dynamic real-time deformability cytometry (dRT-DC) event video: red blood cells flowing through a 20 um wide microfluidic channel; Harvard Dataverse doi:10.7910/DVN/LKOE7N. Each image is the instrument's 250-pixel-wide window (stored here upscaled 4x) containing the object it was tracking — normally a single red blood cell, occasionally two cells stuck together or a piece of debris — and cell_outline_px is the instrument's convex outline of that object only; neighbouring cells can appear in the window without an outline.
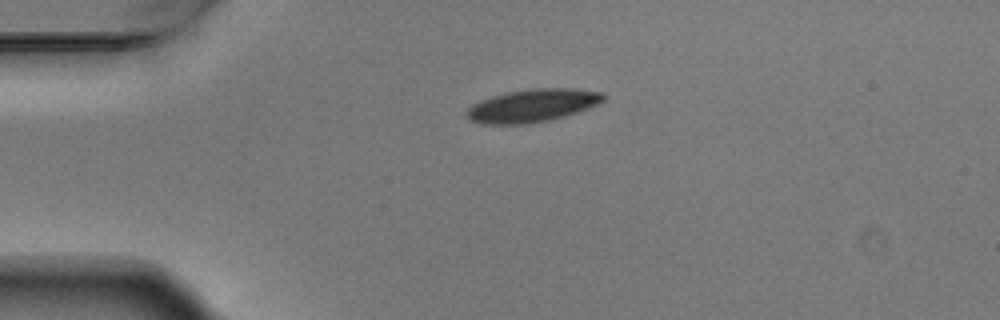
{"species": "Egyptian fruit bat (a non-hibernating species)", "species_latin": "Rousettus aegyptiacus", "temperature_condition": "warm", "stored_images_in_passage": 3, "camera_frame_rate_fps": 3000, "um_per_image_px": 0.085, "animal": {"sex": "male"}, "frame": {"image": 1, "passage_image": 1, "time_ms": 0.0, "image_size_px": [1000, 320], "cell_outline_px": [[604, 100], [596, 104], [576, 112], [548, 120], [528, 124], [480, 124], [468, 120], [464, 116], [464, 112], [472, 104], [480, 100], [492, 96], [508, 92], [532, 88], [572, 88], [604, 92]], "centroid_in_image_um": [45.18, 8.97], "position_along_channel_um": 39.8, "area_um2": 26.24}}
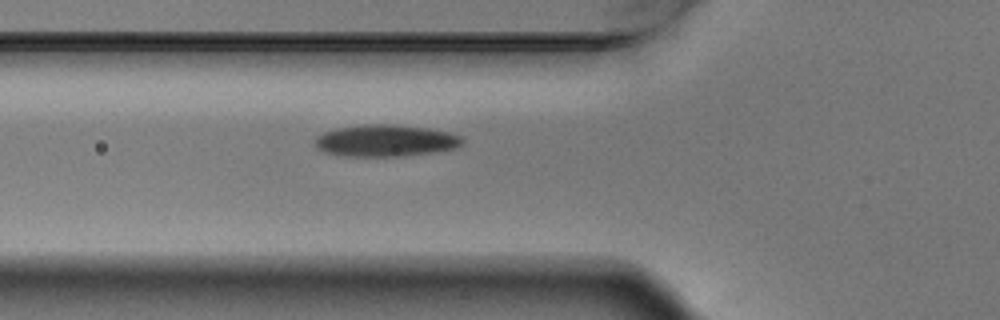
{"frame": {"image": 2, "passage_image": 3, "time_ms": 0.667, "image_size_px": [1000, 320], "cell_outline_px": [[464, 140], [460, 144], [452, 148], [432, 152], [404, 156], [344, 156], [324, 152], [316, 148], [316, 136], [324, 132], [336, 128], [364, 124], [392, 124], [428, 128], [448, 132], [460, 136]], "centroid_in_image_um": [32.72, 11.95], "position_along_channel_um": 93.1, "area_um2": 27.17}}